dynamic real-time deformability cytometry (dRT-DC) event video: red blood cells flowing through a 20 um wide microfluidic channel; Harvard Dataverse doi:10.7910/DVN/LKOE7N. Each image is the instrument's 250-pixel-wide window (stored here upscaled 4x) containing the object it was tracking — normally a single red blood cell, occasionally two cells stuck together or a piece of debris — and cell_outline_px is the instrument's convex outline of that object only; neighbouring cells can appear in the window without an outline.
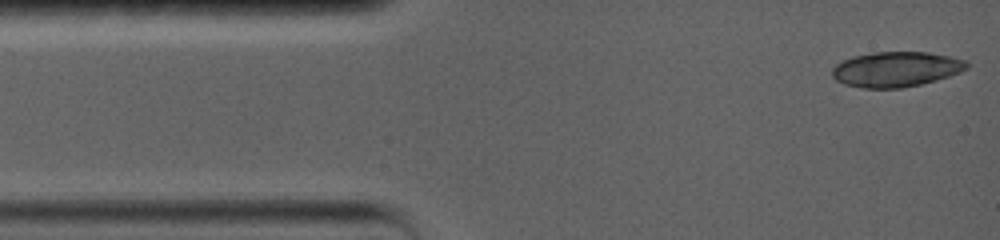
{"species": "common noctule bat (a hibernating species)", "species_latin": "Nyctalus noctula", "temperature_condition": "warm", "stored_images_in_passage": 5, "camera_frame_rate_fps": 5000, "um_per_image_px": 0.085, "animal": {"sex": "female", "body_mass_g": 19.0, "forearm_length_mm": 56.7}, "frame": {"image": 1, "passage_image": 1, "time_ms": 0.0, "image_size_px": [1000, 240], "cell_outline_px": [[968, 68], [960, 72], [936, 80], [920, 84], [900, 88], [864, 88], [844, 84], [836, 80], [832, 76], [832, 68], [836, 64], [852, 56], [872, 52], [928, 52], [968, 60]], "centroid_in_image_um": [76.16, 5.88], "position_along_channel_um": 8.8, "area_um2": 27.57}}